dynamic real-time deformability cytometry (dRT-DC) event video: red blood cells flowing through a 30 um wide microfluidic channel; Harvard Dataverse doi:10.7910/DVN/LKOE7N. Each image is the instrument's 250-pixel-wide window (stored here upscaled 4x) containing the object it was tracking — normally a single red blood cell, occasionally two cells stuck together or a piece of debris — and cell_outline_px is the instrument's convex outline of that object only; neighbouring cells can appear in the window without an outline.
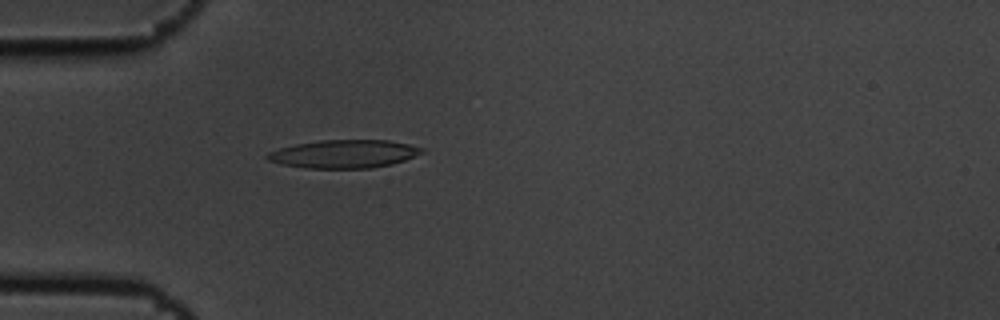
{"species": "common noctule bat (a hibernating species)", "species_latin": "Nyctalus noctula", "temperature_condition": "cold", "stored_images_in_passage": 5, "camera_frame_rate_fps": 3000, "um_per_image_px": 0.085, "animal": {"sex": "male", "body_mass_g": 19.5, "forearm_length_mm": 54.6}, "frame": {"image": 1, "passage_image": 5, "time_ms": 1.333, "image_size_px": [1000, 320], "cell_outline_px": [[424, 152], [404, 160], [392, 164], [372, 168], [304, 168], [280, 164], [268, 160], [264, 156], [268, 152], [280, 148], [296, 144], [320, 140], [388, 140], [408, 144], [424, 148]], "centroid_in_image_um": [29.22, 13.08], "position_along_channel_um": 55.8, "area_um2": 25.37}}